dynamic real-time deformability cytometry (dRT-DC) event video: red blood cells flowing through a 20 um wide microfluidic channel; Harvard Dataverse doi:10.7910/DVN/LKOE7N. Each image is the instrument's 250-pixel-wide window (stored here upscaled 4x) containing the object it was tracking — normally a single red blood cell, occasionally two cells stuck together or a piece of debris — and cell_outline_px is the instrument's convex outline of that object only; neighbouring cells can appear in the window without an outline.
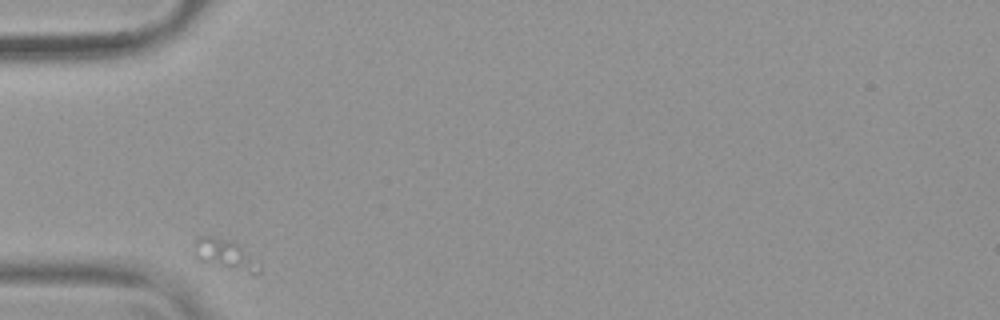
{"species": "common noctule bat (a hibernating species)", "species_latin": "Nyctalus noctula", "temperature_condition": "warm", "stored_images_in_passage": 7, "camera_frame_rate_fps": 3000, "um_per_image_px": 0.085, "animal": {"sex": "female", "body_mass_g": 19.9}, "frame": {"image": 1, "passage_image": 1, "time_ms": 0.0, "image_size_px": [1000, 320], "cell_outline_px": [[260, 272], [248, 272], [200, 260], [192, 248], [196, 240], [200, 236], [208, 236], [228, 240], [236, 244], [260, 264]], "centroid_in_image_um": [19.09, 21.6], "position_along_channel_um": 65.9, "area_um2": 10.52}}